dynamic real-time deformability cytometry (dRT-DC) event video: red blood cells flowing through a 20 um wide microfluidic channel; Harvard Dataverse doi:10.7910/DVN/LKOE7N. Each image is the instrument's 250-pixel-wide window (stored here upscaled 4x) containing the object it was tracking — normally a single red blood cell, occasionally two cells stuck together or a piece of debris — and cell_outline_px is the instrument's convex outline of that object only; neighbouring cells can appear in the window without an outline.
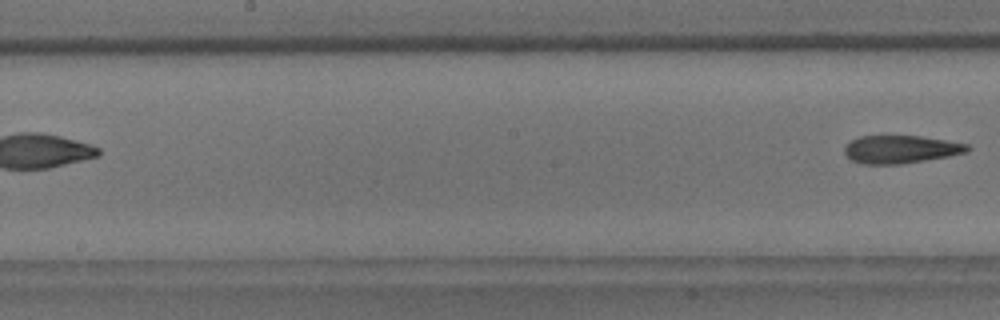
{"species": "common noctule bat (a hibernating species)", "species_latin": "Nyctalus noctula", "temperature_condition": "room temperature", "stored_images_in_passage": 7, "camera_frame_rate_fps": 3000, "um_per_image_px": 0.085, "animal": {"sex": "male", "body_mass_g": 18.8}, "frame": {"image": 1, "passage_image": 7, "time_ms": 7.0, "image_size_px": [1000, 320], "cell_outline_px": [[972, 148], [964, 152], [948, 156], [900, 164], [864, 164], [852, 160], [844, 152], [844, 148], [852, 140], [860, 136], [920, 136], [968, 144]], "centroid_in_image_um": [76.55, 12.69], "position_along_channel_um": 171.7, "area_um2": 19.65}}